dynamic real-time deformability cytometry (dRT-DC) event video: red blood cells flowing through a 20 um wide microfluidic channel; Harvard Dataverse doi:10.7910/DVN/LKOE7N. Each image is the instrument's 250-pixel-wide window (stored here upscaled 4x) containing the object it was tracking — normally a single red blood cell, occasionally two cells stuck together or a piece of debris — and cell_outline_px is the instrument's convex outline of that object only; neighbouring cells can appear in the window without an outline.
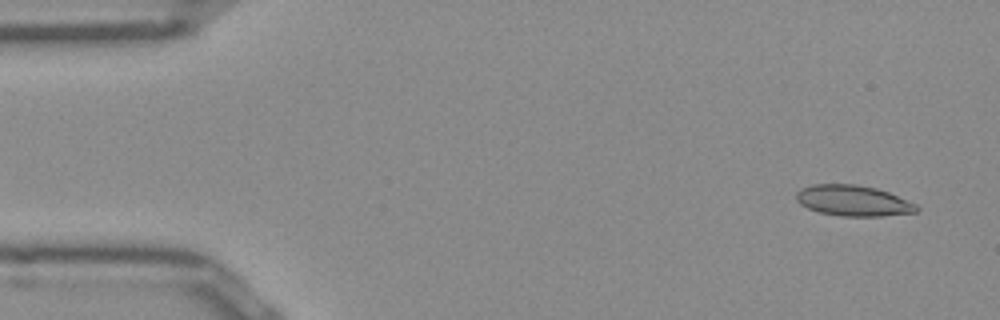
{"species": "Egyptian fruit bat (a non-hibernating species)", "species_latin": "Rousettus aegyptiacus", "temperature_condition": "room temperature", "stored_images_in_passage": 49, "camera_frame_rate_fps": 3000, "um_per_image_px": 0.085, "frame": {"image": 1, "passage_image": 1, "time_ms": 0.0, "image_size_px": [1000, 320], "cell_outline_px": [[920, 208], [916, 212], [880, 216], [840, 216], [820, 212], [808, 208], [800, 204], [796, 200], [796, 192], [800, 188], [812, 184], [856, 184], [876, 188], [888, 192], [916, 204]], "centroid_in_image_um": [72.49, 17.05], "position_along_channel_um": 12.5, "area_um2": 21.56}}
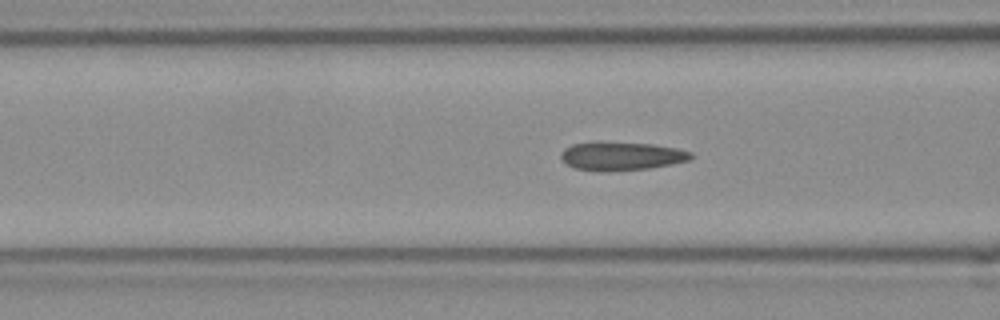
{"frame": {"image": 2, "passage_image": 17, "time_ms": 5.333, "image_size_px": [1000, 320], "cell_outline_px": [[696, 156], [692, 160], [672, 164], [648, 168], [608, 172], [576, 168], [568, 164], [560, 156], [560, 152], [564, 148], [572, 144], [652, 144], [676, 148], [692, 152]], "centroid_in_image_um": [52.91, 13.3], "position_along_channel_um": 113.7, "area_um2": 20.92}}
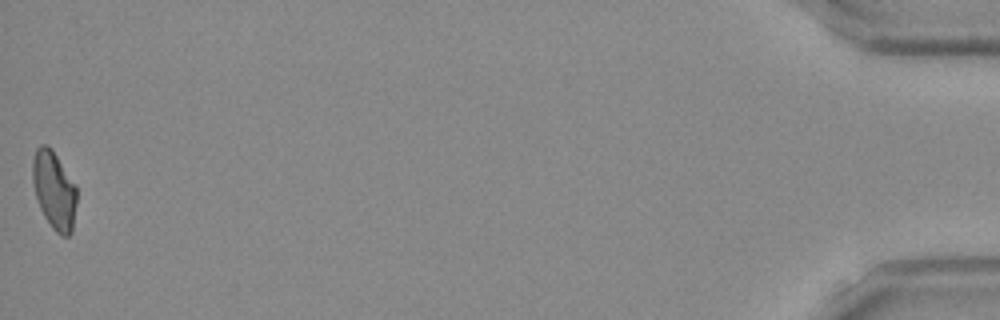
{"frame": {"image": 3, "passage_image": 49, "time_ms": 16.0, "image_size_px": [1000, 320], "cell_outline_px": [[76, 204], [72, 232], [68, 236], [60, 236], [52, 228], [44, 216], [40, 208], [36, 196], [32, 180], [32, 160], [36, 148], [40, 144], [48, 144], [52, 148], [76, 184]], "centroid_in_image_um": [4.6, 16.14], "position_along_channel_um": 430.6, "area_um2": 20.35}, "authors_computed_cell_mechanics": {"area_um2": 20.9236, "velocity_mm_per_s": 3.9359, "shape_relaxation_time_tau1_ms": null, "shape_relaxation_time_tau2_ms": 2.3918, "deformation_change_tau1": null, "deformation_change_tau2": 0.0769}}